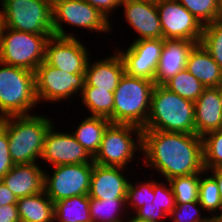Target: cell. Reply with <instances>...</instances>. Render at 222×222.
Returning <instances> with one entry per match:
<instances>
[{"label": "cell", "instance_id": "6da1fadb", "mask_svg": "<svg viewBox=\"0 0 222 222\" xmlns=\"http://www.w3.org/2000/svg\"><path fill=\"white\" fill-rule=\"evenodd\" d=\"M141 152L142 164L164 180L204 171L202 137L196 134L142 130Z\"/></svg>", "mask_w": 222, "mask_h": 222}, {"label": "cell", "instance_id": "7a4b0ae2", "mask_svg": "<svg viewBox=\"0 0 222 222\" xmlns=\"http://www.w3.org/2000/svg\"><path fill=\"white\" fill-rule=\"evenodd\" d=\"M32 113L0 119V124L7 130L10 157L14 164L40 162L45 136L54 124L45 113Z\"/></svg>", "mask_w": 222, "mask_h": 222}, {"label": "cell", "instance_id": "3957f363", "mask_svg": "<svg viewBox=\"0 0 222 222\" xmlns=\"http://www.w3.org/2000/svg\"><path fill=\"white\" fill-rule=\"evenodd\" d=\"M142 129L195 134L194 102L155 85L148 120Z\"/></svg>", "mask_w": 222, "mask_h": 222}, {"label": "cell", "instance_id": "277c9868", "mask_svg": "<svg viewBox=\"0 0 222 222\" xmlns=\"http://www.w3.org/2000/svg\"><path fill=\"white\" fill-rule=\"evenodd\" d=\"M37 104L35 72L0 62V119L32 115Z\"/></svg>", "mask_w": 222, "mask_h": 222}, {"label": "cell", "instance_id": "5b68a950", "mask_svg": "<svg viewBox=\"0 0 222 222\" xmlns=\"http://www.w3.org/2000/svg\"><path fill=\"white\" fill-rule=\"evenodd\" d=\"M155 83L124 73L114 93L112 123L143 128L148 120Z\"/></svg>", "mask_w": 222, "mask_h": 222}, {"label": "cell", "instance_id": "8992f818", "mask_svg": "<svg viewBox=\"0 0 222 222\" xmlns=\"http://www.w3.org/2000/svg\"><path fill=\"white\" fill-rule=\"evenodd\" d=\"M54 34H35L2 26L0 62L35 72L45 61L46 45Z\"/></svg>", "mask_w": 222, "mask_h": 222}, {"label": "cell", "instance_id": "52a82bcc", "mask_svg": "<svg viewBox=\"0 0 222 222\" xmlns=\"http://www.w3.org/2000/svg\"><path fill=\"white\" fill-rule=\"evenodd\" d=\"M142 130L132 124L110 123L93 162L101 166L128 168L130 162L137 158L136 151L142 153Z\"/></svg>", "mask_w": 222, "mask_h": 222}, {"label": "cell", "instance_id": "ba28073f", "mask_svg": "<svg viewBox=\"0 0 222 222\" xmlns=\"http://www.w3.org/2000/svg\"><path fill=\"white\" fill-rule=\"evenodd\" d=\"M3 27L35 34H54L52 4L47 0H0Z\"/></svg>", "mask_w": 222, "mask_h": 222}, {"label": "cell", "instance_id": "9c48e42d", "mask_svg": "<svg viewBox=\"0 0 222 222\" xmlns=\"http://www.w3.org/2000/svg\"><path fill=\"white\" fill-rule=\"evenodd\" d=\"M52 14L53 32L58 37H77L73 32L65 31L62 24L88 29L98 34L112 32V23L85 0H58L52 5Z\"/></svg>", "mask_w": 222, "mask_h": 222}, {"label": "cell", "instance_id": "30bf717a", "mask_svg": "<svg viewBox=\"0 0 222 222\" xmlns=\"http://www.w3.org/2000/svg\"><path fill=\"white\" fill-rule=\"evenodd\" d=\"M44 172V191L54 202L77 196L88 195L93 162L85 164H64L51 167ZM50 172V173H47Z\"/></svg>", "mask_w": 222, "mask_h": 222}, {"label": "cell", "instance_id": "8fae6325", "mask_svg": "<svg viewBox=\"0 0 222 222\" xmlns=\"http://www.w3.org/2000/svg\"><path fill=\"white\" fill-rule=\"evenodd\" d=\"M35 84L38 104L59 103L67 99L73 101L75 96L80 97L85 85V74L64 72L43 61L35 71Z\"/></svg>", "mask_w": 222, "mask_h": 222}, {"label": "cell", "instance_id": "7c38bea8", "mask_svg": "<svg viewBox=\"0 0 222 222\" xmlns=\"http://www.w3.org/2000/svg\"><path fill=\"white\" fill-rule=\"evenodd\" d=\"M163 39H183L199 44L203 26L178 0L157 4Z\"/></svg>", "mask_w": 222, "mask_h": 222}, {"label": "cell", "instance_id": "4fadbf2b", "mask_svg": "<svg viewBox=\"0 0 222 222\" xmlns=\"http://www.w3.org/2000/svg\"><path fill=\"white\" fill-rule=\"evenodd\" d=\"M132 41L126 49L117 50L123 60L125 73L132 77L154 81L164 39H133Z\"/></svg>", "mask_w": 222, "mask_h": 222}, {"label": "cell", "instance_id": "5bb4252c", "mask_svg": "<svg viewBox=\"0 0 222 222\" xmlns=\"http://www.w3.org/2000/svg\"><path fill=\"white\" fill-rule=\"evenodd\" d=\"M78 37L51 36L46 45L45 62L64 72L85 74L90 50Z\"/></svg>", "mask_w": 222, "mask_h": 222}, {"label": "cell", "instance_id": "9a60e30c", "mask_svg": "<svg viewBox=\"0 0 222 222\" xmlns=\"http://www.w3.org/2000/svg\"><path fill=\"white\" fill-rule=\"evenodd\" d=\"M53 124L46 136L40 160L52 167L64 164H85L93 162V157L68 130L65 132ZM56 128V130H55ZM58 129V131H57ZM47 161V162H46Z\"/></svg>", "mask_w": 222, "mask_h": 222}, {"label": "cell", "instance_id": "2e32d148", "mask_svg": "<svg viewBox=\"0 0 222 222\" xmlns=\"http://www.w3.org/2000/svg\"><path fill=\"white\" fill-rule=\"evenodd\" d=\"M122 6V7H121ZM123 19L136 32L135 40L163 38L157 5L138 0H121Z\"/></svg>", "mask_w": 222, "mask_h": 222}, {"label": "cell", "instance_id": "e0dca14e", "mask_svg": "<svg viewBox=\"0 0 222 222\" xmlns=\"http://www.w3.org/2000/svg\"><path fill=\"white\" fill-rule=\"evenodd\" d=\"M125 171L127 168L101 166L93 162L89 198H126L130 178L124 174Z\"/></svg>", "mask_w": 222, "mask_h": 222}, {"label": "cell", "instance_id": "ac0fdd59", "mask_svg": "<svg viewBox=\"0 0 222 222\" xmlns=\"http://www.w3.org/2000/svg\"><path fill=\"white\" fill-rule=\"evenodd\" d=\"M115 53L108 55L101 60L90 61L85 71L84 87H97L109 92H114L117 88L121 77L125 73V67L120 54Z\"/></svg>", "mask_w": 222, "mask_h": 222}, {"label": "cell", "instance_id": "d6986e66", "mask_svg": "<svg viewBox=\"0 0 222 222\" xmlns=\"http://www.w3.org/2000/svg\"><path fill=\"white\" fill-rule=\"evenodd\" d=\"M196 42L183 39H164V46L155 73V85H163L186 68L190 51Z\"/></svg>", "mask_w": 222, "mask_h": 222}, {"label": "cell", "instance_id": "ffe728a7", "mask_svg": "<svg viewBox=\"0 0 222 222\" xmlns=\"http://www.w3.org/2000/svg\"><path fill=\"white\" fill-rule=\"evenodd\" d=\"M43 166L39 163L14 164L2 177V181L17 198L44 191Z\"/></svg>", "mask_w": 222, "mask_h": 222}, {"label": "cell", "instance_id": "44dd1931", "mask_svg": "<svg viewBox=\"0 0 222 222\" xmlns=\"http://www.w3.org/2000/svg\"><path fill=\"white\" fill-rule=\"evenodd\" d=\"M195 134L204 136L206 133L222 129V104L217 87L205 88L194 102Z\"/></svg>", "mask_w": 222, "mask_h": 222}, {"label": "cell", "instance_id": "7402d4cb", "mask_svg": "<svg viewBox=\"0 0 222 222\" xmlns=\"http://www.w3.org/2000/svg\"><path fill=\"white\" fill-rule=\"evenodd\" d=\"M185 69L206 88L218 87L222 82V68L200 43L190 51Z\"/></svg>", "mask_w": 222, "mask_h": 222}, {"label": "cell", "instance_id": "603a6c76", "mask_svg": "<svg viewBox=\"0 0 222 222\" xmlns=\"http://www.w3.org/2000/svg\"><path fill=\"white\" fill-rule=\"evenodd\" d=\"M21 222H54V203L45 191L18 198Z\"/></svg>", "mask_w": 222, "mask_h": 222}, {"label": "cell", "instance_id": "cb8c5ba5", "mask_svg": "<svg viewBox=\"0 0 222 222\" xmlns=\"http://www.w3.org/2000/svg\"><path fill=\"white\" fill-rule=\"evenodd\" d=\"M75 130L71 132L75 139L94 157L98 152L103 134L111 121L104 117L84 116Z\"/></svg>", "mask_w": 222, "mask_h": 222}, {"label": "cell", "instance_id": "d4e9b609", "mask_svg": "<svg viewBox=\"0 0 222 222\" xmlns=\"http://www.w3.org/2000/svg\"><path fill=\"white\" fill-rule=\"evenodd\" d=\"M54 222H93L89 196L77 195L54 202Z\"/></svg>", "mask_w": 222, "mask_h": 222}, {"label": "cell", "instance_id": "484cf974", "mask_svg": "<svg viewBox=\"0 0 222 222\" xmlns=\"http://www.w3.org/2000/svg\"><path fill=\"white\" fill-rule=\"evenodd\" d=\"M198 202L212 220L219 221L222 218V201L217 181L206 170L200 173Z\"/></svg>", "mask_w": 222, "mask_h": 222}, {"label": "cell", "instance_id": "4316f807", "mask_svg": "<svg viewBox=\"0 0 222 222\" xmlns=\"http://www.w3.org/2000/svg\"><path fill=\"white\" fill-rule=\"evenodd\" d=\"M89 212L93 222H123L129 213L126 198H89Z\"/></svg>", "mask_w": 222, "mask_h": 222}, {"label": "cell", "instance_id": "83f0119b", "mask_svg": "<svg viewBox=\"0 0 222 222\" xmlns=\"http://www.w3.org/2000/svg\"><path fill=\"white\" fill-rule=\"evenodd\" d=\"M80 99L82 105L89 111V116L104 117L112 123L114 108V93L97 87H84Z\"/></svg>", "mask_w": 222, "mask_h": 222}, {"label": "cell", "instance_id": "f1b7e54d", "mask_svg": "<svg viewBox=\"0 0 222 222\" xmlns=\"http://www.w3.org/2000/svg\"><path fill=\"white\" fill-rule=\"evenodd\" d=\"M171 92L182 98L195 102L206 88L197 78L186 69L178 72L163 84Z\"/></svg>", "mask_w": 222, "mask_h": 222}, {"label": "cell", "instance_id": "f546056e", "mask_svg": "<svg viewBox=\"0 0 222 222\" xmlns=\"http://www.w3.org/2000/svg\"><path fill=\"white\" fill-rule=\"evenodd\" d=\"M168 181L172 188L176 204L198 201L200 173L178 176Z\"/></svg>", "mask_w": 222, "mask_h": 222}, {"label": "cell", "instance_id": "4dcf8cb0", "mask_svg": "<svg viewBox=\"0 0 222 222\" xmlns=\"http://www.w3.org/2000/svg\"><path fill=\"white\" fill-rule=\"evenodd\" d=\"M194 17L206 26L221 15L222 0H178Z\"/></svg>", "mask_w": 222, "mask_h": 222}, {"label": "cell", "instance_id": "1f68e13d", "mask_svg": "<svg viewBox=\"0 0 222 222\" xmlns=\"http://www.w3.org/2000/svg\"><path fill=\"white\" fill-rule=\"evenodd\" d=\"M204 170L222 166V129L202 136Z\"/></svg>", "mask_w": 222, "mask_h": 222}, {"label": "cell", "instance_id": "d6a6232c", "mask_svg": "<svg viewBox=\"0 0 222 222\" xmlns=\"http://www.w3.org/2000/svg\"><path fill=\"white\" fill-rule=\"evenodd\" d=\"M154 200V190H153V178L143 180L139 179L136 183L129 182L127 193H126V207L130 214H133L141 208L144 204H149Z\"/></svg>", "mask_w": 222, "mask_h": 222}, {"label": "cell", "instance_id": "836d02e7", "mask_svg": "<svg viewBox=\"0 0 222 222\" xmlns=\"http://www.w3.org/2000/svg\"><path fill=\"white\" fill-rule=\"evenodd\" d=\"M200 44L222 68V18L204 26Z\"/></svg>", "mask_w": 222, "mask_h": 222}, {"label": "cell", "instance_id": "e575fe53", "mask_svg": "<svg viewBox=\"0 0 222 222\" xmlns=\"http://www.w3.org/2000/svg\"><path fill=\"white\" fill-rule=\"evenodd\" d=\"M202 206L198 201L185 203V204H176L175 208L172 210L168 219H171L172 222H212L213 220L205 214Z\"/></svg>", "mask_w": 222, "mask_h": 222}, {"label": "cell", "instance_id": "d590c367", "mask_svg": "<svg viewBox=\"0 0 222 222\" xmlns=\"http://www.w3.org/2000/svg\"><path fill=\"white\" fill-rule=\"evenodd\" d=\"M162 180L163 182L153 179L154 200L152 203L160 207L169 216L176 206L175 197L169 181L164 182V179Z\"/></svg>", "mask_w": 222, "mask_h": 222}, {"label": "cell", "instance_id": "8d00e7d4", "mask_svg": "<svg viewBox=\"0 0 222 222\" xmlns=\"http://www.w3.org/2000/svg\"><path fill=\"white\" fill-rule=\"evenodd\" d=\"M14 166L9 152L7 130L0 124V180Z\"/></svg>", "mask_w": 222, "mask_h": 222}, {"label": "cell", "instance_id": "74e56055", "mask_svg": "<svg viewBox=\"0 0 222 222\" xmlns=\"http://www.w3.org/2000/svg\"><path fill=\"white\" fill-rule=\"evenodd\" d=\"M134 215L140 219L147 220L148 222H162V219L166 222V218H168V215L152 202L144 204L134 213Z\"/></svg>", "mask_w": 222, "mask_h": 222}, {"label": "cell", "instance_id": "f35d334b", "mask_svg": "<svg viewBox=\"0 0 222 222\" xmlns=\"http://www.w3.org/2000/svg\"><path fill=\"white\" fill-rule=\"evenodd\" d=\"M93 7L97 8L110 22V16L115 10H119L121 0H85Z\"/></svg>", "mask_w": 222, "mask_h": 222}, {"label": "cell", "instance_id": "ab89813d", "mask_svg": "<svg viewBox=\"0 0 222 222\" xmlns=\"http://www.w3.org/2000/svg\"><path fill=\"white\" fill-rule=\"evenodd\" d=\"M0 222H21L17 204L0 206Z\"/></svg>", "mask_w": 222, "mask_h": 222}, {"label": "cell", "instance_id": "60d3db41", "mask_svg": "<svg viewBox=\"0 0 222 222\" xmlns=\"http://www.w3.org/2000/svg\"><path fill=\"white\" fill-rule=\"evenodd\" d=\"M18 198L11 192L5 183L0 180V206L17 204Z\"/></svg>", "mask_w": 222, "mask_h": 222}, {"label": "cell", "instance_id": "b9f144b4", "mask_svg": "<svg viewBox=\"0 0 222 222\" xmlns=\"http://www.w3.org/2000/svg\"><path fill=\"white\" fill-rule=\"evenodd\" d=\"M206 171H208L209 174H211L215 178V180L217 181V185L219 188V194H220V198L222 201V166L217 167V168L208 169Z\"/></svg>", "mask_w": 222, "mask_h": 222}, {"label": "cell", "instance_id": "7bdbcfd3", "mask_svg": "<svg viewBox=\"0 0 222 222\" xmlns=\"http://www.w3.org/2000/svg\"><path fill=\"white\" fill-rule=\"evenodd\" d=\"M129 216H131V217H129ZM126 217L127 218H125V219H127V220H124L123 222H148L147 220L138 218L133 213H132V215H129V213H128V216H126Z\"/></svg>", "mask_w": 222, "mask_h": 222}, {"label": "cell", "instance_id": "ee69618b", "mask_svg": "<svg viewBox=\"0 0 222 222\" xmlns=\"http://www.w3.org/2000/svg\"><path fill=\"white\" fill-rule=\"evenodd\" d=\"M138 1L148 2V3H152V4H156L157 5L162 0H138Z\"/></svg>", "mask_w": 222, "mask_h": 222}, {"label": "cell", "instance_id": "f6af8a7d", "mask_svg": "<svg viewBox=\"0 0 222 222\" xmlns=\"http://www.w3.org/2000/svg\"><path fill=\"white\" fill-rule=\"evenodd\" d=\"M219 94H220V99H221V104H222V82L219 84V86L217 87Z\"/></svg>", "mask_w": 222, "mask_h": 222}, {"label": "cell", "instance_id": "bcb514c9", "mask_svg": "<svg viewBox=\"0 0 222 222\" xmlns=\"http://www.w3.org/2000/svg\"><path fill=\"white\" fill-rule=\"evenodd\" d=\"M2 26H3V21H2V10H0V33H1Z\"/></svg>", "mask_w": 222, "mask_h": 222}, {"label": "cell", "instance_id": "7dc6e473", "mask_svg": "<svg viewBox=\"0 0 222 222\" xmlns=\"http://www.w3.org/2000/svg\"><path fill=\"white\" fill-rule=\"evenodd\" d=\"M50 4H54L56 1H58V0H47Z\"/></svg>", "mask_w": 222, "mask_h": 222}]
</instances>
